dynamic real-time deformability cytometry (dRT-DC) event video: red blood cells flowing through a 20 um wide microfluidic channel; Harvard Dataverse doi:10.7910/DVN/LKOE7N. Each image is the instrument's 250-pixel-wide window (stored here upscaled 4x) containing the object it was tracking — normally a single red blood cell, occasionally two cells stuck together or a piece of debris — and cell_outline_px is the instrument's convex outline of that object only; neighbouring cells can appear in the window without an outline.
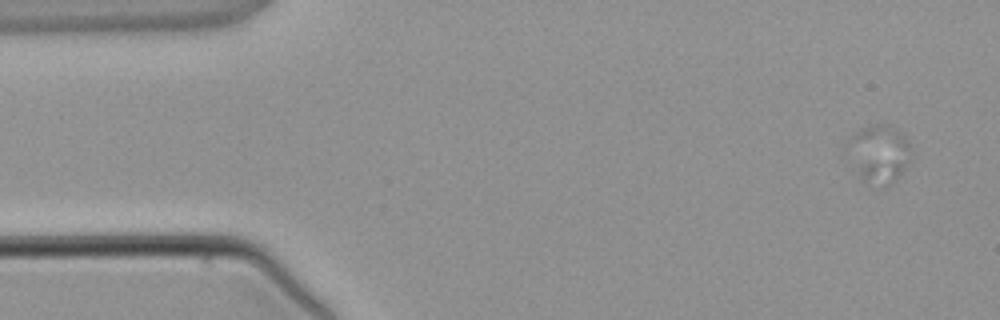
{"species": "common noctule bat (a hibernating species)", "species_latin": "Nyctalus noctula", "temperature_condition": "warm", "stored_images_in_passage": 6, "camera_frame_rate_fps": 3000, "um_per_image_px": 0.085, "animal": {"sex": "male", "body_mass_g": 21.5, "forearm_length_mm": 52.0}, "frame": {"image": 1, "passage_image": 1, "time_ms": 0.0, "image_size_px": [1000, 320], "cell_outline_px": [[912, 152], [904, 168], [892, 184], [884, 184], [864, 180], [844, 144], [860, 128], [876, 124], [888, 124], [900, 132], [904, 136], [912, 148]], "centroid_in_image_um": [74.74, 12.99], "position_along_channel_um": 10.3, "area_um2": 20.63}}
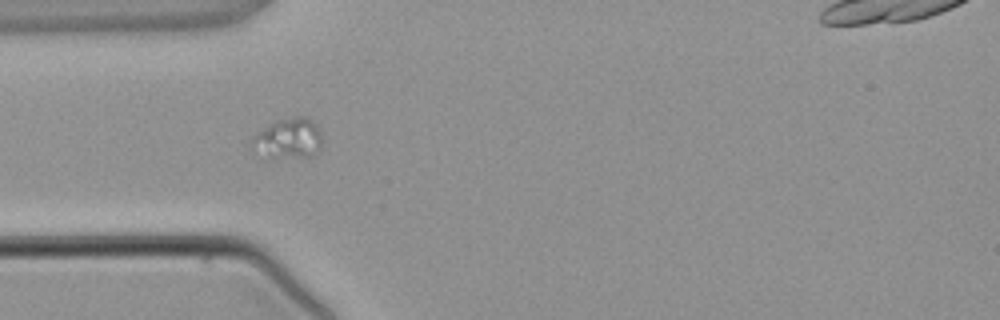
{"frame": {"image": 2, "passage_image": 4, "time_ms": 4.0, "image_size_px": [1000, 320], "cell_outline_px": [[320, 152], [316, 156], [268, 160], [264, 160], [256, 156], [252, 152], [252, 136], [276, 120], [296, 116], [308, 116], [316, 124], [320, 132]], "centroid_in_image_um": [24.45, 11.85], "position_along_channel_um": 60.6, "area_um2": 17.51}}
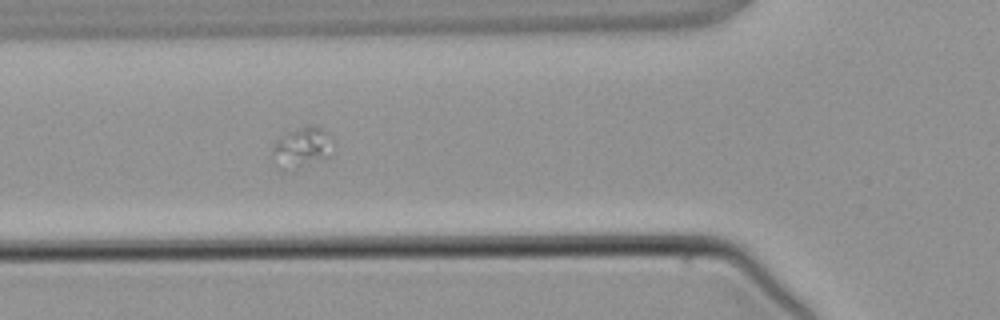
{"frame": {"image": 3, "passage_image": 5, "time_ms": 5.0, "image_size_px": [1000, 320], "cell_outline_px": [[328, 156], [296, 168], [280, 172], [272, 164], [272, 148], [276, 140], [280, 136], [288, 132], [308, 124], [312, 124], [320, 128]], "centroid_in_image_um": [25.38, 12.59], "position_along_channel_um": 100.4, "area_um2": 13.35}}